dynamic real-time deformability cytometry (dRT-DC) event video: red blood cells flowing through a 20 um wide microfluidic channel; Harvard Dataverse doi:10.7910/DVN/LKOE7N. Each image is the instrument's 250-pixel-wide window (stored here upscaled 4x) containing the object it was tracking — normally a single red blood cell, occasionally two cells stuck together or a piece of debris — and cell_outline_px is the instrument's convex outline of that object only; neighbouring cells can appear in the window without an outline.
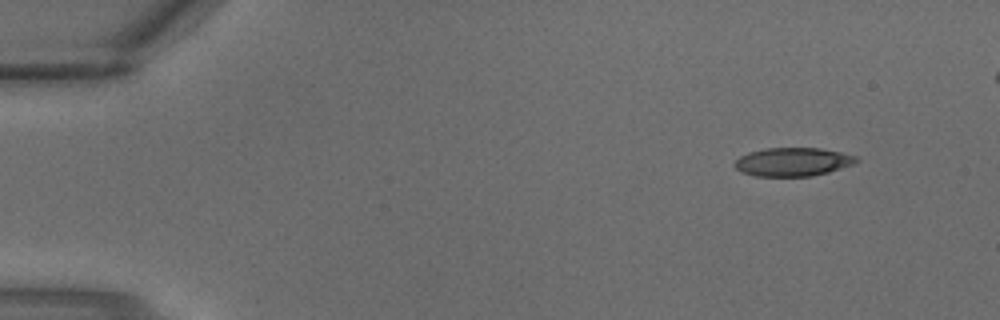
{"species": "common noctule bat (a hibernating species)", "species_latin": "Nyctalus noctula", "temperature_condition": "warm", "stored_images_in_passage": 3, "camera_frame_rate_fps": 3000, "um_per_image_px": 0.085, "animal": {"sex": "male", "body_mass_g": 18.8}, "frame": {"image": 1, "passage_image": 1, "time_ms": 0.0, "image_size_px": [1000, 320], "cell_outline_px": [[860, 160], [852, 164], [828, 172], [812, 176], [756, 176], [740, 172], [736, 168], [736, 160], [740, 156], [748, 152], [764, 148], [820, 148], [840, 152], [856, 156]], "centroid_in_image_um": [67.38, 13.75], "position_along_channel_um": 17.6, "area_um2": 20.11}}